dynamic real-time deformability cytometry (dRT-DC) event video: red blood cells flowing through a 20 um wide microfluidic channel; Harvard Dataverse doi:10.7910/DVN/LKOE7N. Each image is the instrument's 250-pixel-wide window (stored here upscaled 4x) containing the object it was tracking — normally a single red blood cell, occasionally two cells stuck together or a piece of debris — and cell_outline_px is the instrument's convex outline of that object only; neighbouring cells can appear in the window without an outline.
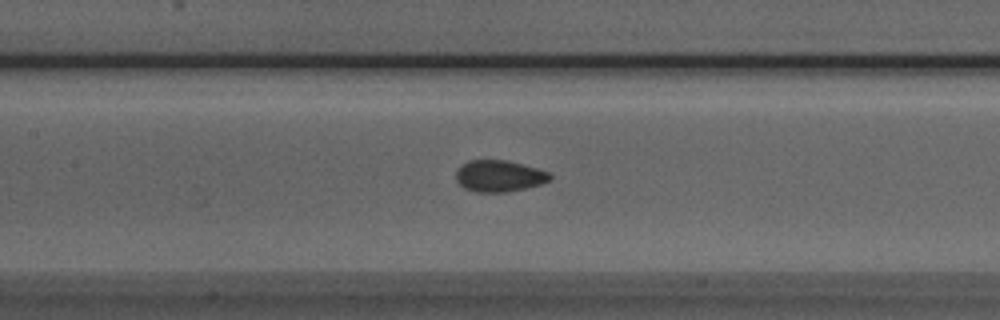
{"species": "Egyptian fruit bat (a non-hibernating species)", "species_latin": "Rousettus aegyptiacus", "temperature_condition": "room temperature", "stored_images_in_passage": 41, "camera_frame_rate_fps": 3000, "um_per_image_px": 0.085, "animal": {"sex": "male"}, "frame": {"image": 1, "passage_image": 17, "time_ms": 5.333, "image_size_px": [1000, 320], "cell_outline_px": [[552, 180], [540, 184], [524, 188], [504, 192], [476, 192], [464, 188], [456, 180], [456, 172], [460, 164], [468, 160], [508, 160], [552, 172]], "centroid_in_image_um": [42.44, 14.94], "position_along_channel_um": 165.0, "area_um2": 17.46}}
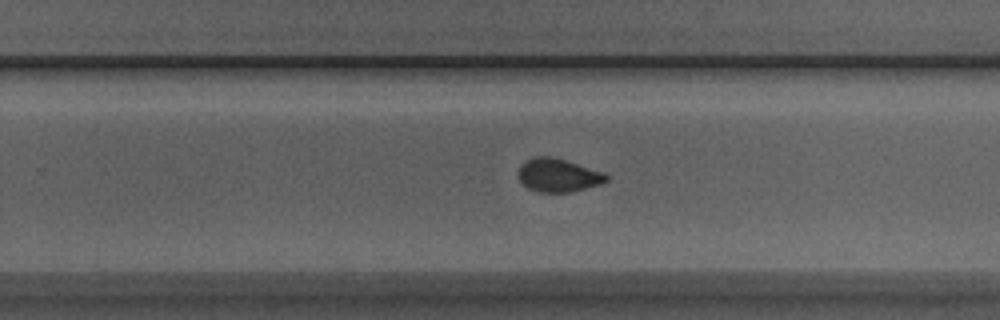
{"frame": {"image": 2, "passage_image": 26, "time_ms": 8.333, "image_size_px": [1000, 320], "cell_outline_px": [[608, 180], [600, 184], [568, 192], [540, 192], [528, 188], [520, 180], [516, 172], [520, 164], [536, 156], [552, 156], [568, 160], [604, 172], [608, 176]], "centroid_in_image_um": [47.43, 14.87], "position_along_channel_um": 282.4, "area_um2": 17.17}}
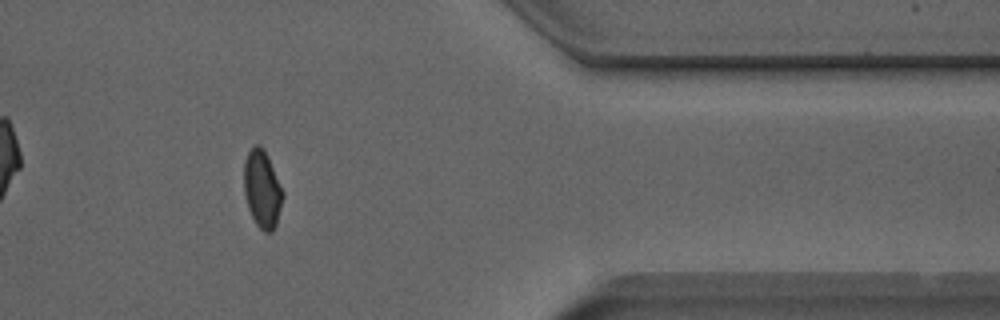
{"frame": {"image": 3, "passage_image": 36, "time_ms": 11.667, "image_size_px": [1000, 320], "cell_outline_px": [[284, 196], [276, 224], [272, 232], [264, 232], [256, 224], [248, 208], [244, 192], [244, 160], [248, 152], [256, 144], [260, 144], [264, 148], [268, 156], [284, 192]], "centroid_in_image_um": [22.29, 16.06], "position_along_channel_um": 389.1, "area_um2": 17.63}}